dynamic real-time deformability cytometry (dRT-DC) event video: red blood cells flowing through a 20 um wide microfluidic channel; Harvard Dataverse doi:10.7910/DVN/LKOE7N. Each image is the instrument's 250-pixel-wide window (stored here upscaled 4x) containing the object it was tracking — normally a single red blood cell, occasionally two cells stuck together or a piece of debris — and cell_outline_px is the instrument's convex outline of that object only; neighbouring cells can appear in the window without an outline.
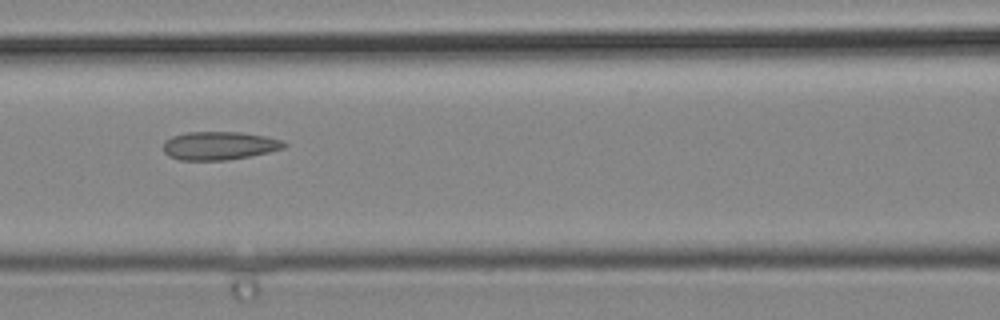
{"species": "common noctule bat (a hibernating species)", "species_latin": "Nyctalus noctula", "temperature_condition": "cold", "stored_images_in_passage": 6, "camera_frame_rate_fps": 3000, "um_per_image_px": 0.085, "animal": {"sex": "male", "body_mass_g": 19.2, "forearm_length_mm": 51.8}, "frame": {"image": 1, "passage_image": 6, "time_ms": 1.667, "image_size_px": [1000, 320], "cell_outline_px": [[288, 144], [284, 148], [268, 152], [248, 156], [224, 160], [180, 160], [168, 156], [164, 152], [164, 140], [172, 136], [188, 132], [240, 132], [268, 136], [284, 140]], "centroid_in_image_um": [18.65, 12.37], "position_along_channel_um": 147.9, "area_um2": 20.0}}